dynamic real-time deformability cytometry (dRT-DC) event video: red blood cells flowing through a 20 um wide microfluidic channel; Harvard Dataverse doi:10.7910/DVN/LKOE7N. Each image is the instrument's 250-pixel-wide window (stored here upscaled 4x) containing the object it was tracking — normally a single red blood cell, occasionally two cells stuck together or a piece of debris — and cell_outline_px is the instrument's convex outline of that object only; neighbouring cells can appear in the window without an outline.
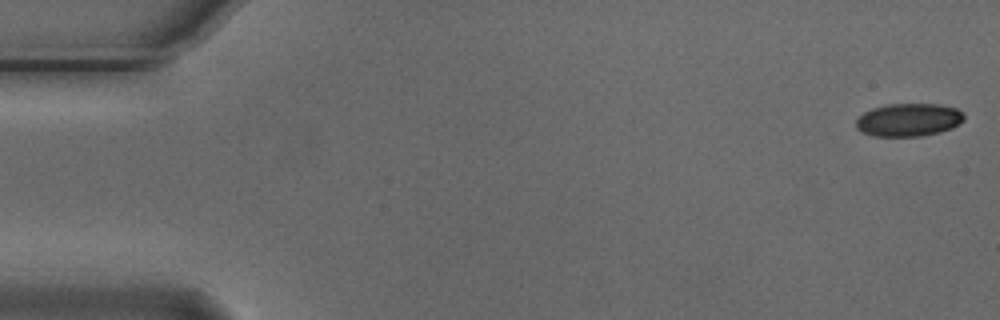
{"species": "Egyptian fruit bat (a non-hibernating species)", "species_latin": "Rousettus aegyptiacus", "temperature_condition": "cold", "stored_images_in_passage": 5, "camera_frame_rate_fps": 3000, "um_per_image_px": 0.085, "animal": {"sex": "male"}, "frame": {"image": 1, "passage_image": 1, "time_ms": 0.0, "image_size_px": [1000, 320], "cell_outline_px": [[964, 120], [960, 124], [952, 128], [940, 132], [920, 136], [876, 136], [860, 132], [856, 128], [856, 120], [864, 112], [872, 108], [884, 104], [940, 104], [956, 108], [964, 116]], "centroid_in_image_um": [77.22, 10.18], "position_along_channel_um": 7.8, "area_um2": 20.87}}
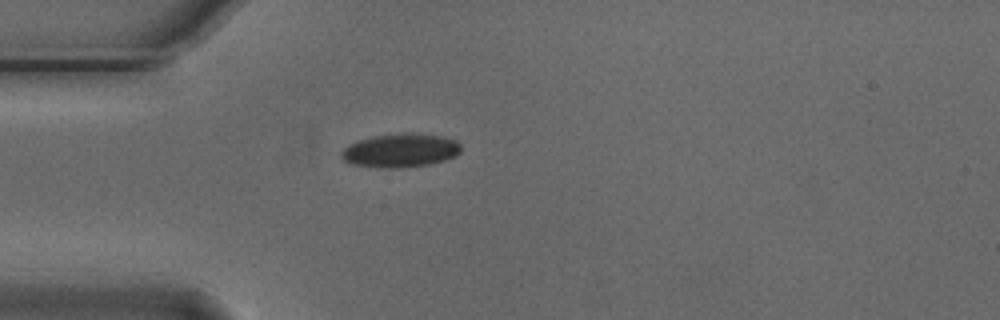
{"frame": {"image": 2, "passage_image": 5, "time_ms": 1.333, "image_size_px": [1000, 320], "cell_outline_px": [[460, 152], [456, 156], [444, 160], [428, 164], [400, 168], [380, 168], [348, 164], [340, 156], [340, 152], [348, 144], [356, 140], [372, 136], [400, 132], [412, 132], [440, 136], [456, 140], [460, 144]], "centroid_in_image_um": [33.98, 12.78], "position_along_channel_um": 51.0, "area_um2": 23.93}}